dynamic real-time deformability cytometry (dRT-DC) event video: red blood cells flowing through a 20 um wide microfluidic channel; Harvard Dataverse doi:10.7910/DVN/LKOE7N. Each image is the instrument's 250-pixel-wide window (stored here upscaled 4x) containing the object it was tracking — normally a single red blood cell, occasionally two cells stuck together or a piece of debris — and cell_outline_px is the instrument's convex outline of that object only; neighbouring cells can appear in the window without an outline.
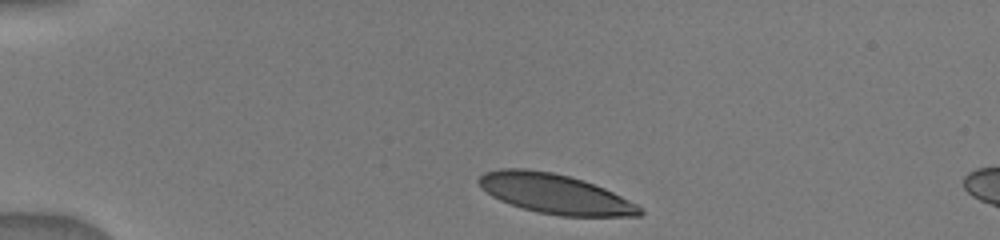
{"species": "human", "species_latin": "Homo sapiens", "temperature_condition": "warm", "stored_images_in_passage": 11, "camera_frame_rate_fps": 3000, "um_per_image_px": 0.085, "donor": {"sex": "male"}, "frame": {"image": 1, "passage_image": 1, "time_ms": 0.0, "image_size_px": [1000, 240], "cell_outline_px": [[644, 212], [640, 216], [560, 216], [536, 212], [500, 200], [492, 196], [476, 180], [484, 172], [500, 168], [524, 168], [552, 172], [584, 180], [604, 188], [644, 208]], "centroid_in_image_um": [47.19, 16.47], "position_along_channel_um": 37.8, "area_um2": 37.05}}
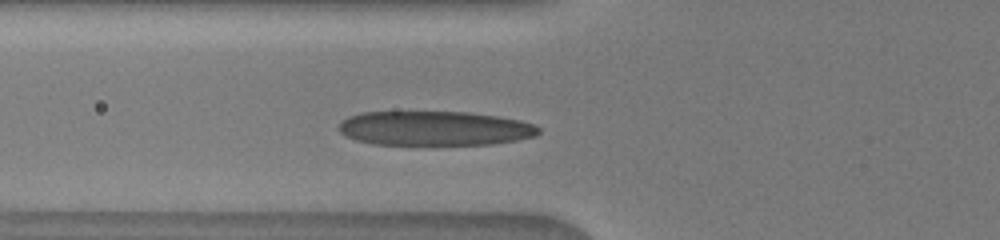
{"frame": {"image": 2, "passage_image": 5, "time_ms": 2.667, "image_size_px": [1000, 240], "cell_outline_px": [[540, 132], [536, 136], [516, 140], [492, 144], [372, 144], [356, 140], [344, 136], [336, 128], [340, 120], [348, 116], [360, 112], [468, 112], [496, 116], [520, 120], [536, 124], [540, 128]], "centroid_in_image_um": [36.9, 10.9], "position_along_channel_um": 88.9, "area_um2": 40.34}}
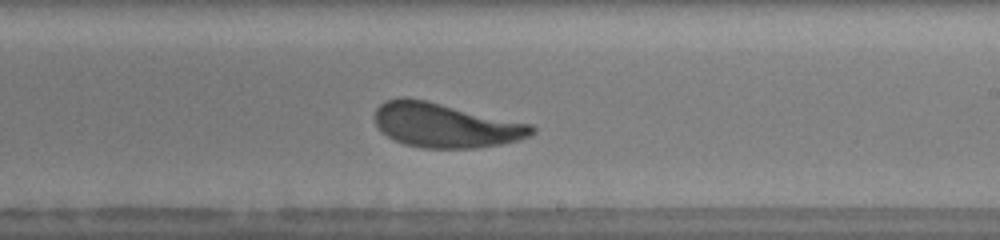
{"frame": {"image": 3, "passage_image": 11, "time_ms": 6.667, "image_size_px": [1000, 240], "cell_outline_px": [[536, 132], [520, 140], [500, 144], [476, 148], [424, 148], [404, 144], [388, 136], [376, 124], [376, 108], [384, 100], [400, 96], [404, 96], [428, 100], [532, 124], [536, 128]], "centroid_in_image_um": [37.88, 10.63], "position_along_channel_um": 251.1, "area_um2": 40.81}}